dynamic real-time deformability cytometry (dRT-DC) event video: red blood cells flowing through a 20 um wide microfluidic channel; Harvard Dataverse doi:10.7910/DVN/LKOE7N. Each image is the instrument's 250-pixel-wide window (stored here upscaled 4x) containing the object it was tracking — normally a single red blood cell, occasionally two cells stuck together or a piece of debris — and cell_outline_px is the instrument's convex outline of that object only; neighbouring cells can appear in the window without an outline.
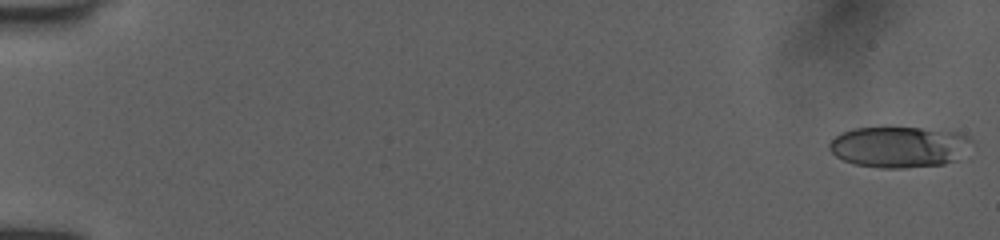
{"species": "human", "species_latin": "Homo sapiens", "temperature_condition": "room temperature", "stored_images_in_passage": 52, "camera_frame_rate_fps": 3000, "um_per_image_px": 0.085, "donor": {"sex": "female"}, "frame": {"image": 1, "passage_image": 1, "time_ms": 0.0, "image_size_px": [1000, 240], "cell_outline_px": [[972, 140], [952, 160], [944, 164], [904, 168], [880, 168], [856, 164], [844, 160], [836, 156], [828, 148], [828, 144], [840, 132], [852, 128], [884, 124], [888, 124], [956, 132], [968, 136]], "centroid_in_image_um": [76.29, 12.43], "position_along_channel_um": 8.7, "area_um2": 34.45}}
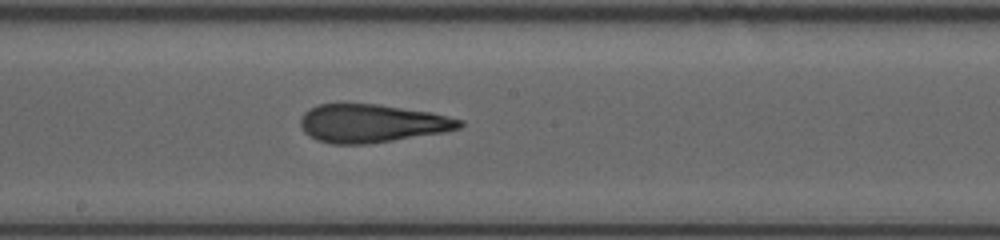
{"frame": {"image": 2, "passage_image": 30, "time_ms": 9.667, "image_size_px": [1000, 240], "cell_outline_px": [[464, 124], [460, 128], [444, 132], [368, 144], [332, 144], [316, 140], [308, 136], [300, 128], [300, 120], [304, 112], [316, 104], [380, 104], [432, 112], [464, 120]], "centroid_in_image_um": [31.6, 10.48], "position_along_channel_um": 216.6, "area_um2": 35.72}}
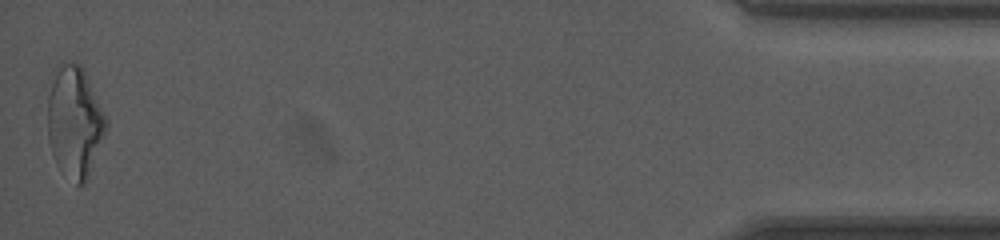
{"frame": {"image": 3, "passage_image": 52, "time_ms": 17.0, "image_size_px": [1000, 240], "cell_outline_px": [[108, 128], [88, 176], [84, 184], [76, 184], [56, 164], [48, 140], [48, 96], [52, 72], [56, 64], [60, 60], [80, 64], [84, 68], [108, 120]], "centroid_in_image_um": [6.34, 10.27], "position_along_channel_um": 428.9, "area_um2": 38.38}, "authors_computed_cell_mechanics": {"area_um2": 34.8534, "velocity_mm_per_s": 4.0115, "shape_relaxation_time_tau1_ms": 5.3984, "shape_relaxation_time_tau2_ms": 2.0482, "deformation_change_tau1": 0.2028, "deformation_change_tau2": 0.1319}}